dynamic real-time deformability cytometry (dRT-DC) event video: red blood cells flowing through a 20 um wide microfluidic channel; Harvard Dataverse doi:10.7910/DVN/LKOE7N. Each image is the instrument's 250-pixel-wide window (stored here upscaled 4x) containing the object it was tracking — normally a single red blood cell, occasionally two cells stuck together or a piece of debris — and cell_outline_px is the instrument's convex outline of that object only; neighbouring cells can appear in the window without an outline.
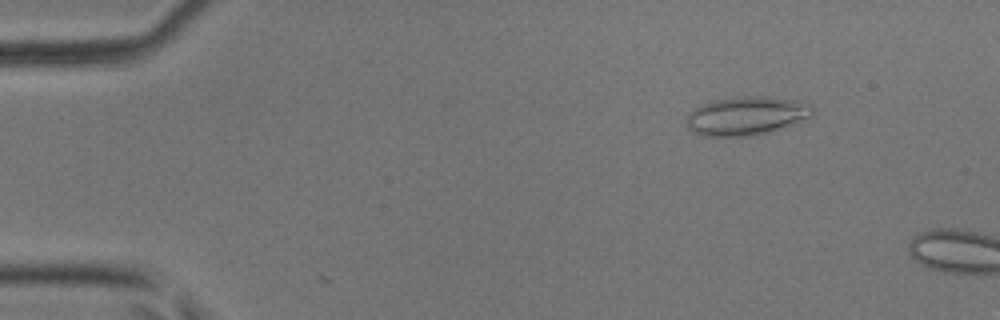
{"species": "common noctule bat (a hibernating species)", "species_latin": "Nyctalus noctula", "temperature_condition": "room temperature", "stored_images_in_passage": 3, "camera_frame_rate_fps": 3000, "um_per_image_px": 0.085, "animal": {"sex": "male", "body_mass_g": 17.9, "forearm_length_mm": 54.2}, "frame": {"image": 1, "passage_image": 2, "time_ms": 1.333, "image_size_px": [1000, 320], "cell_outline_px": [[812, 112], [808, 116], [768, 132], [748, 136], [700, 136], [688, 128], [688, 116], [696, 108], [704, 104], [716, 100], [744, 96], [768, 96], [792, 100], [808, 104], [812, 108]], "centroid_in_image_um": [63.38, 9.85], "position_along_channel_um": 21.6, "area_um2": 27.34}}